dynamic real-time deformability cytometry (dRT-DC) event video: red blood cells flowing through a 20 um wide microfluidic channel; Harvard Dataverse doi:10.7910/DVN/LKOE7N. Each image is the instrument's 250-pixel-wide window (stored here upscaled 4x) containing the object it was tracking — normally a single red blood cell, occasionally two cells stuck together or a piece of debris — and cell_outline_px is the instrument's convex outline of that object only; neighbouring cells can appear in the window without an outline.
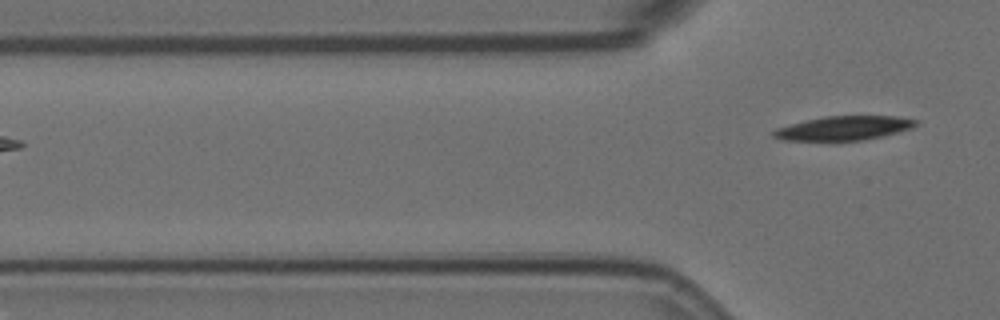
{"species": "Egyptian fruit bat (a non-hibernating species)", "species_latin": "Rousettus aegyptiacus", "temperature_condition": "room temperature", "stored_images_in_passage": 3, "segment_of_instrument_passage": [2, 2], "camera_frame_rate_fps": 3000, "um_per_image_px": 0.085, "animal": {"sex": "female"}, "frame": {"image": 1, "passage_image": 3, "time_ms": 0.667, "image_size_px": [1000, 320], "cell_outline_px": [[916, 124], [912, 128], [864, 140], [784, 140], [772, 136], [772, 132], [776, 128], [824, 116], [896, 116], [916, 120]], "centroid_in_image_um": [71.71, 10.89], "position_along_channel_um": 54.1, "area_um2": 19.54}}